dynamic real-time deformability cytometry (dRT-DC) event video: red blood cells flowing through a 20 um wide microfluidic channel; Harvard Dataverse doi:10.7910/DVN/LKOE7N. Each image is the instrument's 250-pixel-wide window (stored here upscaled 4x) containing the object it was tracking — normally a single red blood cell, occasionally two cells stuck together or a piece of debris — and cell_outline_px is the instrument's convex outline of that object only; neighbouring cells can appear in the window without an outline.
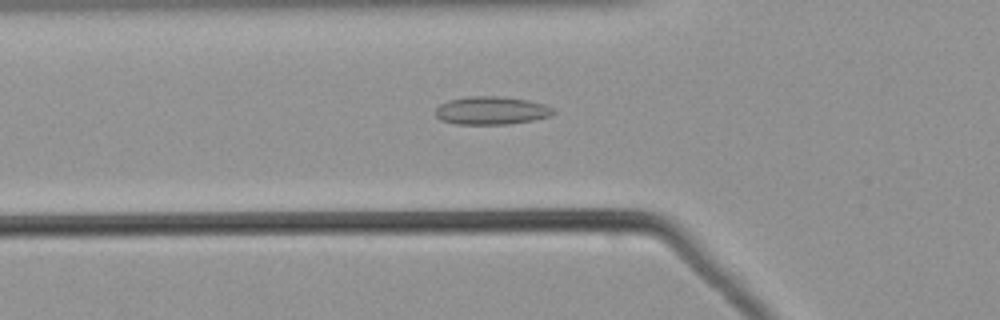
{"species": "common noctule bat (a hibernating species)", "species_latin": "Nyctalus noctula", "temperature_condition": "warm", "stored_images_in_passage": 32, "camera_frame_rate_fps": 3000, "um_per_image_px": 0.085, "animal": {"sex": "male", "body_mass_g": 21.5, "forearm_length_mm": 52.0}, "frame": {"image": 1, "passage_image": 5, "time_ms": 1.333, "image_size_px": [1000, 320], "cell_outline_px": [[556, 112], [548, 116], [532, 120], [508, 124], [456, 124], [440, 120], [436, 116], [436, 108], [440, 104], [448, 100], [468, 96], [496, 96], [528, 100], [544, 104], [552, 108]], "centroid_in_image_um": [41.73, 9.39], "position_along_channel_um": 84.1, "area_um2": 19.19}}
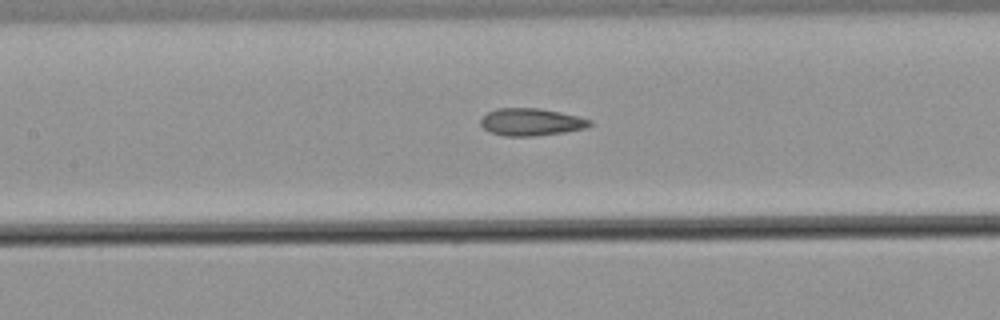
{"frame": {"image": 2, "passage_image": 11, "time_ms": 3.333, "image_size_px": [1000, 320], "cell_outline_px": [[592, 124], [584, 128], [564, 132], [536, 136], [504, 136], [488, 132], [480, 124], [480, 116], [496, 108], [540, 108], [560, 112], [592, 120]], "centroid_in_image_um": [45.08, 10.37], "position_along_channel_um": 162.3, "area_um2": 17.51}}
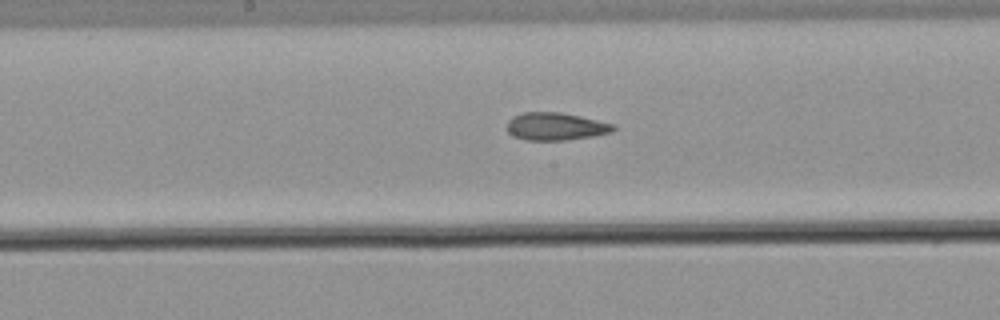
{"frame": {"image": 3, "passage_image": 14, "time_ms": 4.333, "image_size_px": [1000, 320], "cell_outline_px": [[616, 128], [612, 132], [592, 136], [564, 140], [524, 140], [512, 136], [508, 132], [508, 120], [512, 116], [520, 112], [560, 112], [580, 116], [616, 124]], "centroid_in_image_um": [47.22, 10.74], "position_along_channel_um": 201.0, "area_um2": 17.28}}